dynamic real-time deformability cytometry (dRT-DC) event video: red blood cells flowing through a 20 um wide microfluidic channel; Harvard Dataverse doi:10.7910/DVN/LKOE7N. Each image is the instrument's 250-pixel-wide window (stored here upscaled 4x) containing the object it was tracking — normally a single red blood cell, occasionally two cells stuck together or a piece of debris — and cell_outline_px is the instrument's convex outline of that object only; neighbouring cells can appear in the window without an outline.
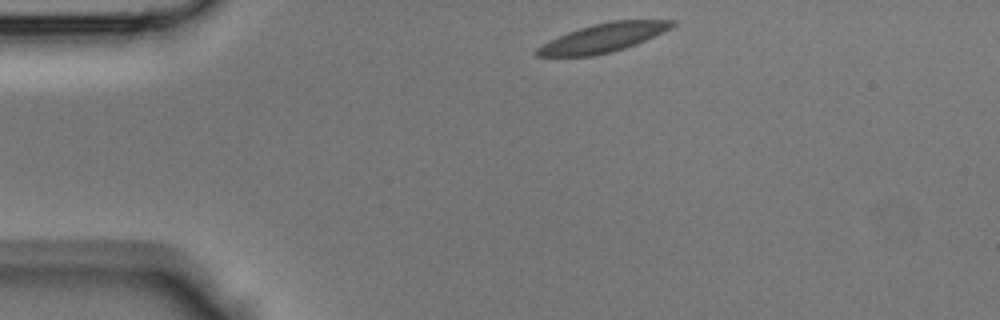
{"species": "Egyptian fruit bat (a non-hibernating species)", "species_latin": "Rousettus aegyptiacus", "temperature_condition": "room temperature", "stored_images_in_passage": 36, "camera_frame_rate_fps": 3000, "um_per_image_px": 0.085, "animal": {"sex": "male"}, "frame": {"image": 1, "passage_image": 1, "time_ms": 0.0, "image_size_px": [1000, 320], "cell_outline_px": [[676, 24], [636, 44], [624, 48], [592, 56], [536, 56], [536, 48], [568, 32], [592, 24], [612, 20], [676, 20]], "centroid_in_image_um": [51.26, 3.2], "position_along_channel_um": 33.7, "area_um2": 21.96}}
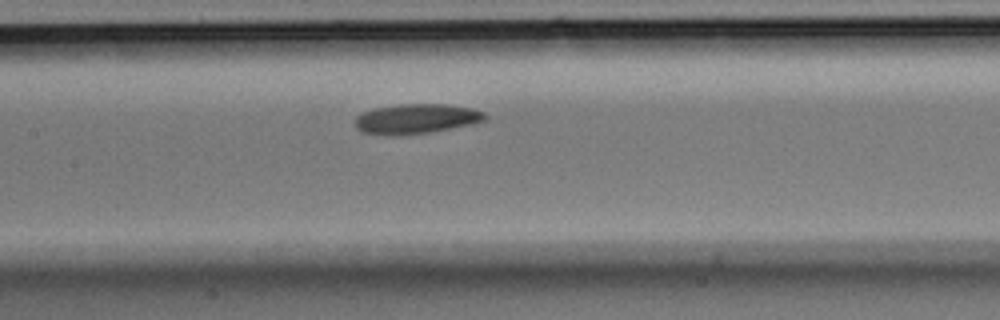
{"frame": {"image": 2, "passage_image": 13, "time_ms": 4.0, "image_size_px": [1000, 320], "cell_outline_px": [[488, 116], [484, 120], [472, 124], [428, 132], [396, 136], [384, 136], [360, 132], [356, 128], [352, 120], [360, 112], [372, 108], [396, 104], [448, 104], [472, 108], [484, 112]], "centroid_in_image_um": [35.28, 10.1], "position_along_channel_um": 172.1, "area_um2": 23.12}}
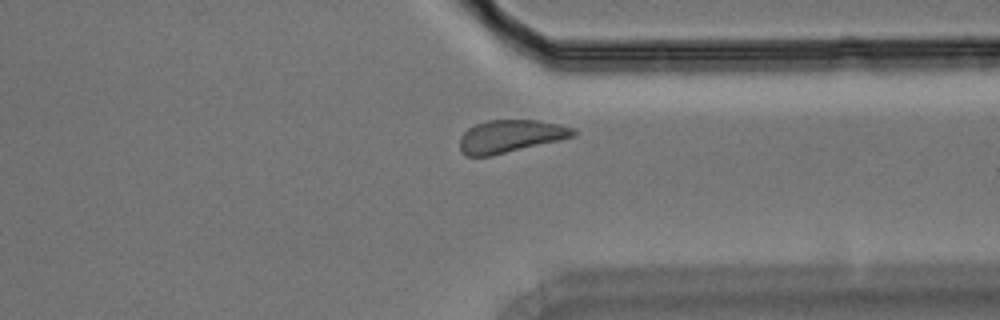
{"frame": {"image": 3, "passage_image": 26, "time_ms": 8.333, "image_size_px": [1000, 320], "cell_outline_px": [[576, 136], [560, 140], [488, 156], [464, 156], [460, 148], [460, 136], [468, 128], [476, 124], [488, 120], [536, 120], [560, 124], [576, 128]], "centroid_in_image_um": [43.4, 11.57], "position_along_channel_um": 368.0, "area_um2": 21.56}}